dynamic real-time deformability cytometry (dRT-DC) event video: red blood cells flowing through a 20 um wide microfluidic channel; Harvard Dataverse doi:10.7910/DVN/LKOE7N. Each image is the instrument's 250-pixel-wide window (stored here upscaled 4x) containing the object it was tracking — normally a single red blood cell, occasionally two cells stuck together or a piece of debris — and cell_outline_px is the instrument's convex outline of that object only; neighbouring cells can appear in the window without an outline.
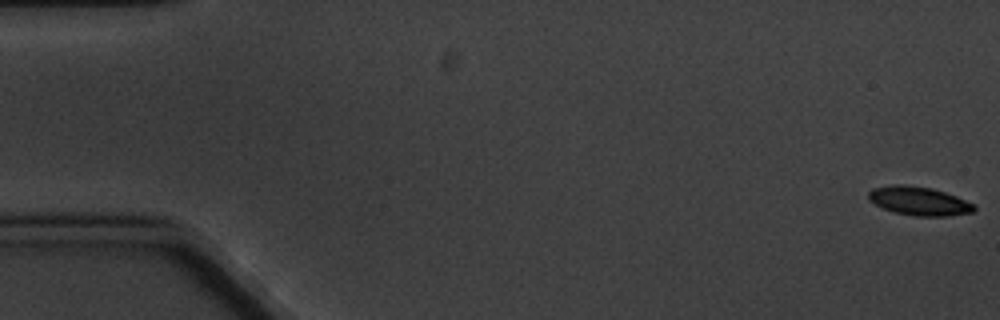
{"species": "common noctule bat (a hibernating species)", "species_latin": "Nyctalus noctula", "temperature_condition": "cold", "stored_images_in_passage": 7, "segment_of_instrument_passage": [1, 2], "camera_frame_rate_fps": 3000, "um_per_image_px": 0.085, "animal": {"sex": "male", "body_mass_g": 20.1, "forearm_length_mm": 53.5}, "frame": {"image": 1, "passage_image": 1, "time_ms": 0.0, "image_size_px": [1000, 320], "cell_outline_px": [[976, 208], [972, 212], [948, 216], [912, 216], [896, 212], [884, 208], [868, 200], [868, 192], [872, 188], [892, 184], [904, 184], [932, 188], [956, 196], [976, 204]], "centroid_in_image_um": [78.12, 17.08], "position_along_channel_um": 6.9, "area_um2": 17.74}}
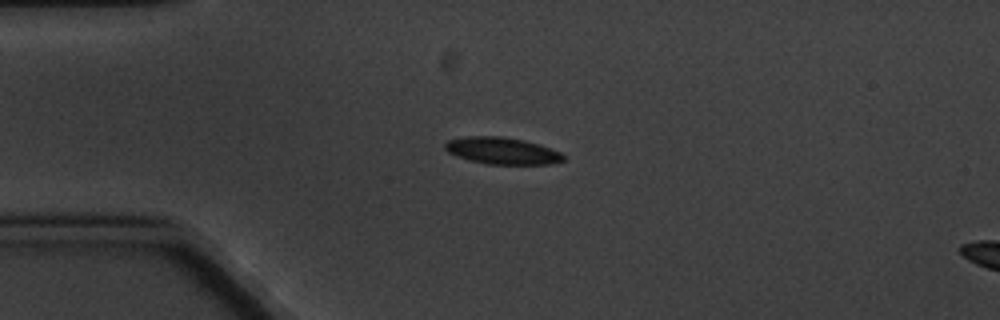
{"frame": {"image": 2, "passage_image": 5, "time_ms": 4.667, "image_size_px": [1000, 320], "cell_outline_px": [[564, 160], [548, 164], [488, 164], [456, 156], [448, 152], [444, 148], [444, 144], [448, 140], [468, 136], [504, 136], [524, 140], [540, 144], [560, 152], [564, 156]], "centroid_in_image_um": [42.67, 12.8], "position_along_channel_um": 42.3, "area_um2": 18.44}}